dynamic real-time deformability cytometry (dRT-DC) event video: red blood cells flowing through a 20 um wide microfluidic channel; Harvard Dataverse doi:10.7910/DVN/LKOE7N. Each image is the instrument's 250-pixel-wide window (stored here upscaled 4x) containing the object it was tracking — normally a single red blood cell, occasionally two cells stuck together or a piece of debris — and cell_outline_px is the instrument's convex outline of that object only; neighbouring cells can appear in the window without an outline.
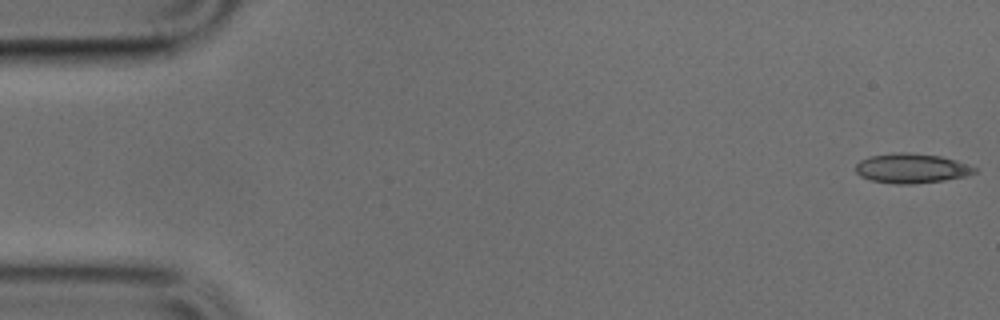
{"species": "common noctule bat (a hibernating species)", "species_latin": "Nyctalus noctula", "temperature_condition": "cold", "stored_images_in_passage": 49, "camera_frame_rate_fps": 3000, "um_per_image_px": 0.085, "animal": {"sex": "male", "body_mass_g": 17.9, "forearm_length_mm": 54.2}, "frame": {"image": 1, "passage_image": 1, "time_ms": 0.0, "image_size_px": [1000, 320], "cell_outline_px": [[976, 172], [964, 176], [944, 180], [912, 184], [896, 184], [872, 180], [860, 176], [856, 172], [856, 164], [860, 160], [872, 156], [900, 152], [904, 152], [940, 156], [956, 160], [976, 168]], "centroid_in_image_um": [77.47, 14.31], "position_along_channel_um": 7.5, "area_um2": 20.23}}
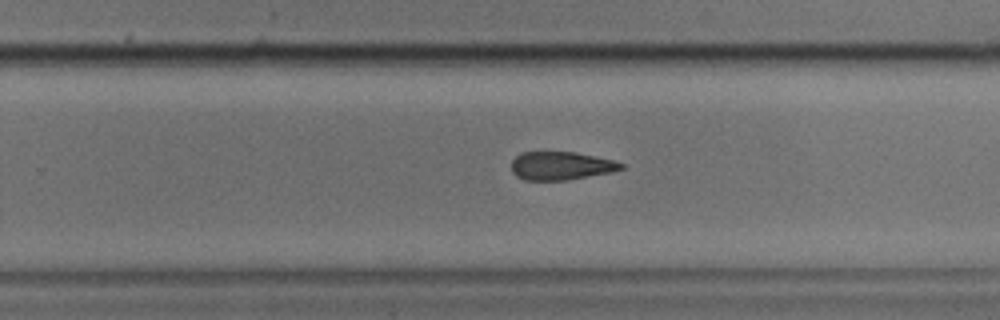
{"frame": {"image": 2, "passage_image": 31, "time_ms": 10.0, "image_size_px": [1000, 320], "cell_outline_px": [[624, 168], [612, 172], [564, 180], [524, 180], [516, 176], [512, 172], [512, 160], [520, 152], [576, 152], [616, 160], [624, 164]], "centroid_in_image_um": [47.69, 14.08], "position_along_channel_um": 282.1, "area_um2": 18.15}}
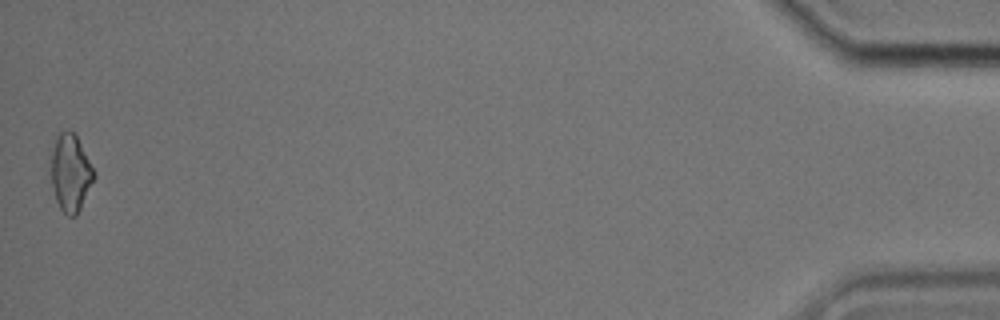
{"frame": {"image": 3, "passage_image": 49, "time_ms": 16.0, "image_size_px": [1000, 320], "cell_outline_px": [[96, 176], [76, 216], [68, 216], [60, 208], [56, 200], [52, 184], [52, 152], [56, 136], [60, 132], [68, 128], [76, 136], [96, 172]], "centroid_in_image_um": [6.01, 14.68], "position_along_channel_um": 429.2, "area_um2": 19.07}}